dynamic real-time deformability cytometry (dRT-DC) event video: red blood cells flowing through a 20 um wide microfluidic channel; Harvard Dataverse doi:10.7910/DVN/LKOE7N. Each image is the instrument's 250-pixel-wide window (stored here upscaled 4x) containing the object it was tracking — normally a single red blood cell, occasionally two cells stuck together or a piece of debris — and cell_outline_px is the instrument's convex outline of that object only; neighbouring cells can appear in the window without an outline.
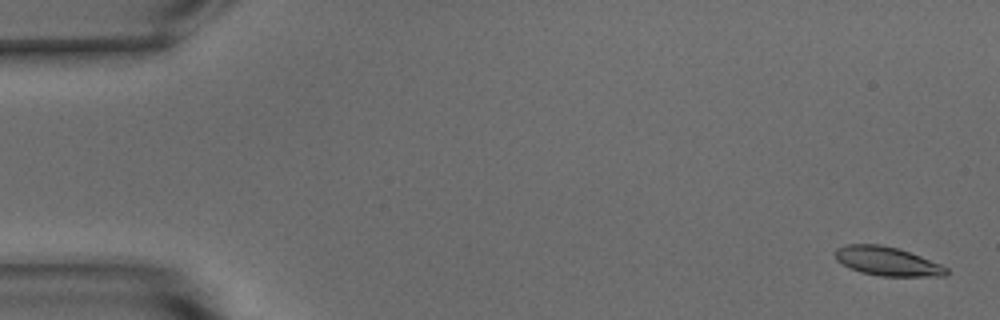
{"species": "common noctule bat (a hibernating species)", "species_latin": "Nyctalus noctula", "temperature_condition": "warm", "stored_images_in_passage": 55, "camera_frame_rate_fps": 3000, "um_per_image_px": 0.085, "animal": {"sex": "male", "body_mass_g": 15.6}, "frame": {"image": 1, "passage_image": 2, "time_ms": 0.333, "image_size_px": [1000, 320], "cell_outline_px": [[948, 272], [944, 276], [880, 276], [860, 272], [836, 260], [836, 248], [848, 244], [880, 244], [896, 248], [920, 256], [940, 264], [948, 268]], "centroid_in_image_um": [75.42, 22.21], "position_along_channel_um": 9.6, "area_um2": 18.44}}
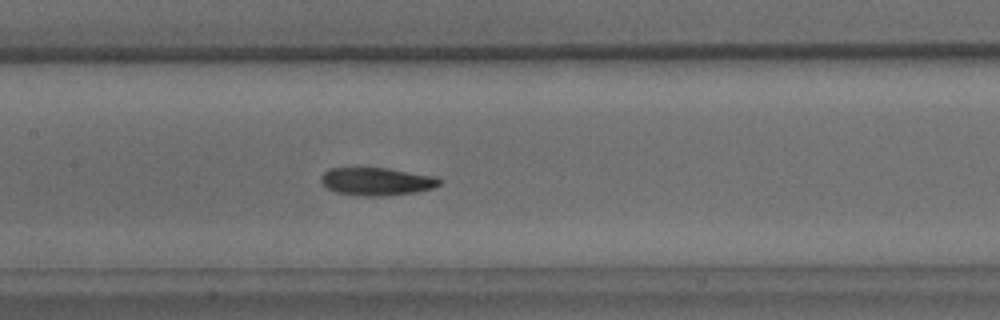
{"frame": {"image": 2, "passage_image": 26, "time_ms": 8.333, "image_size_px": [1000, 320], "cell_outline_px": [[444, 180], [440, 184], [432, 188], [416, 192], [380, 196], [364, 196], [336, 192], [328, 188], [320, 180], [320, 176], [324, 172], [332, 168], [388, 168], [436, 176]], "centroid_in_image_um": [32.06, 15.42], "position_along_channel_um": 175.3, "area_um2": 19.19}}
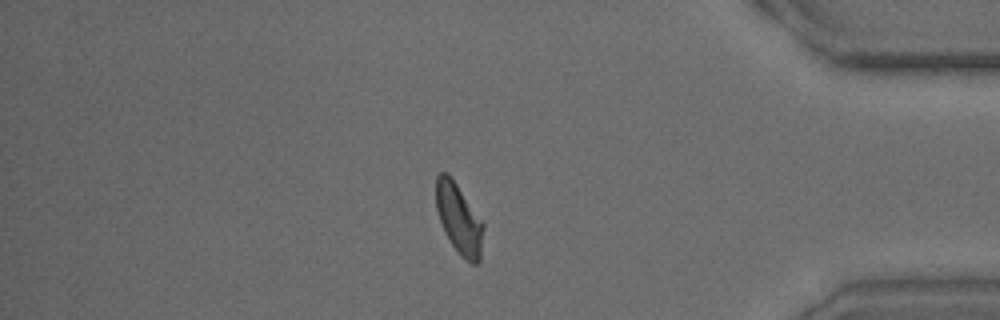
{"frame": {"image": 3, "passage_image": 46, "time_ms": 15.0, "image_size_px": [1000, 320], "cell_outline_px": [[484, 228], [480, 260], [476, 264], [472, 264], [460, 256], [444, 232], [436, 208], [436, 176], [440, 172], [448, 172], [484, 224]], "centroid_in_image_um": [39.01, 18.61], "position_along_channel_um": 396.2, "area_um2": 19.25}}